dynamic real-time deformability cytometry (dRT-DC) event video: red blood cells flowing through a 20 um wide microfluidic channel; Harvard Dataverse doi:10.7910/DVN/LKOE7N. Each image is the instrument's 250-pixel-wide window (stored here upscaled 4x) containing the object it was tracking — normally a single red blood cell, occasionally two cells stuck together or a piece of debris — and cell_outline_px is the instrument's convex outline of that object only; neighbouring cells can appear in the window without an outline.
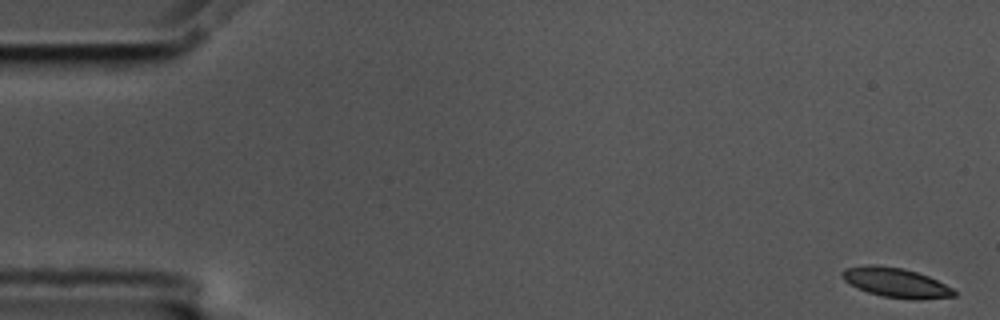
{"species": "common noctule bat (a hibernating species)", "species_latin": "Nyctalus noctula", "temperature_condition": "cold", "stored_images_in_passage": 56, "camera_frame_rate_fps": 3000, "um_per_image_px": 0.085, "animal": {"sex": "male", "body_mass_g": 17.5, "forearm_length_mm": 52.3}, "frame": {"image": 1, "passage_image": 1, "time_ms": 0.0, "image_size_px": [1000, 320], "cell_outline_px": [[956, 296], [916, 300], [912, 300], [884, 296], [868, 292], [856, 288], [844, 280], [840, 276], [840, 272], [844, 268], [864, 264], [876, 264], [904, 268], [928, 276], [952, 288], [956, 292]], "centroid_in_image_um": [76.09, 24.0], "position_along_channel_um": 8.9, "area_um2": 19.48}}
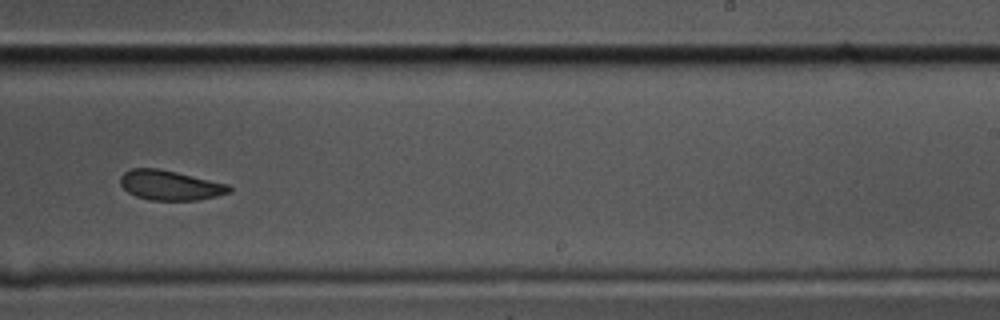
{"frame": {"image": 2, "passage_image": 35, "time_ms": 11.333, "image_size_px": [1000, 320], "cell_outline_px": [[232, 192], [216, 196], [196, 200], [148, 200], [136, 196], [128, 192], [120, 184], [120, 176], [124, 172], [132, 168], [156, 168], [176, 172], [228, 184], [232, 188]], "centroid_in_image_um": [14.45, 15.75], "position_along_channel_um": 274.6, "area_um2": 18.84}}
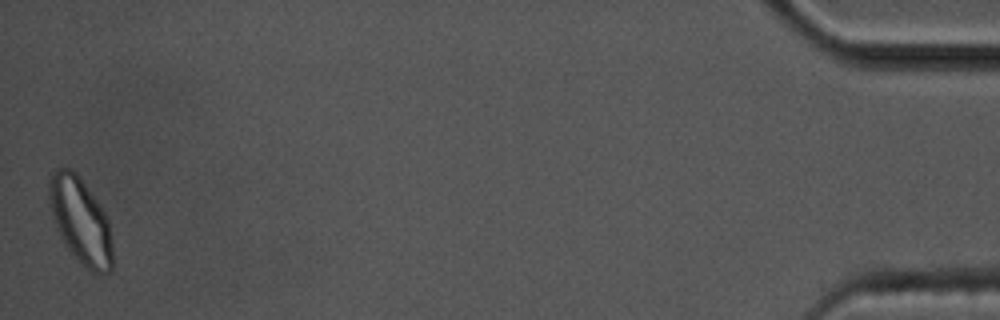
{"frame": {"image": 3, "passage_image": 56, "time_ms": 18.333, "image_size_px": [1000, 320], "cell_outline_px": [[112, 272], [104, 276], [92, 272], [64, 244], [56, 224], [52, 212], [48, 196], [48, 180], [56, 168], [68, 168], [76, 172], [80, 176], [104, 212], [108, 220], [112, 244]], "centroid_in_image_um": [6.86, 18.76], "position_along_channel_um": 428.3, "area_um2": 31.44}, "authors_computed_cell_mechanics": {"area_um2": 19.9121, "velocity_mm_per_s": 3.5387, "shape_relaxation_time_tau1_ms": 11.2477, "shape_relaxation_time_tau2_ms": 5.8254, "deformation_change_tau1": 0.1788, "deformation_change_tau2": 0.1098}}